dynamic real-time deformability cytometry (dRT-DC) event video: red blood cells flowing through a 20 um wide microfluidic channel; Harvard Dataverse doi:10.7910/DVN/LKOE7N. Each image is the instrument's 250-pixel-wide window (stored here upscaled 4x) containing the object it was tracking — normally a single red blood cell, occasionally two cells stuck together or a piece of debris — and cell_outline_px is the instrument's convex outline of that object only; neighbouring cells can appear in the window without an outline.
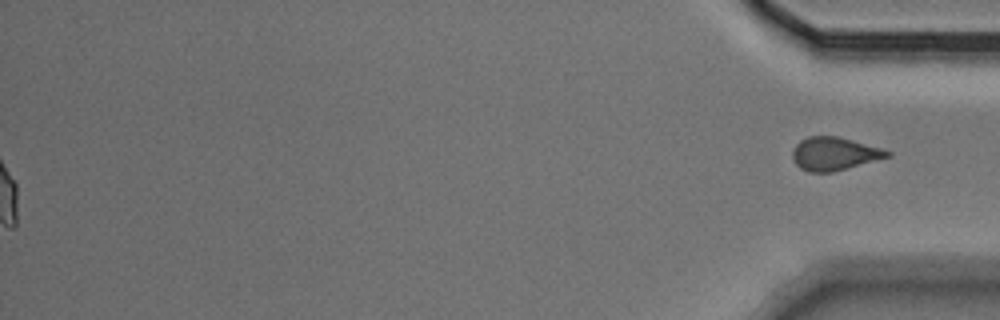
{"species": "Egyptian fruit bat (a non-hibernating species)", "species_latin": "Rousettus aegyptiacus", "temperature_condition": "cold", "stored_images_in_passage": 54, "segment_of_instrument_passage": [2, 2], "camera_frame_rate_fps": 3000, "um_per_image_px": 0.085, "animal": {"sex": "male"}, "frame": {"image": 1, "passage_image": 54, "time_ms": 17.667, "image_size_px": [1000, 320], "cell_outline_px": [[892, 156], [848, 168], [832, 172], [808, 172], [800, 168], [796, 164], [792, 156], [792, 148], [800, 140], [808, 136], [836, 136], [884, 148], [892, 152]], "centroid_in_image_um": [70.93, 13.06], "position_along_channel_um": 364.3, "area_um2": 18.5}}